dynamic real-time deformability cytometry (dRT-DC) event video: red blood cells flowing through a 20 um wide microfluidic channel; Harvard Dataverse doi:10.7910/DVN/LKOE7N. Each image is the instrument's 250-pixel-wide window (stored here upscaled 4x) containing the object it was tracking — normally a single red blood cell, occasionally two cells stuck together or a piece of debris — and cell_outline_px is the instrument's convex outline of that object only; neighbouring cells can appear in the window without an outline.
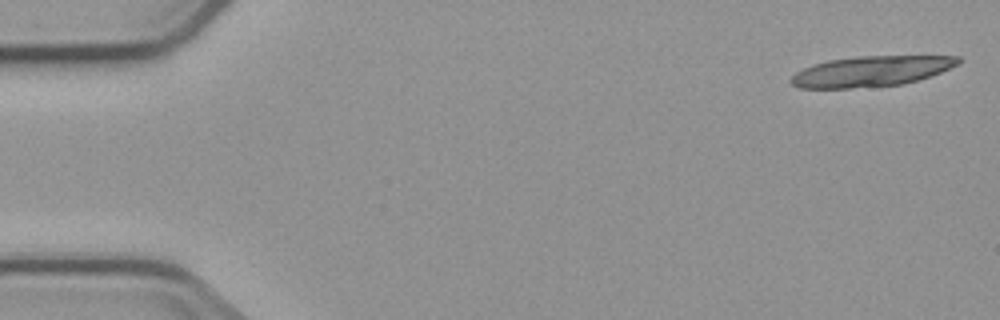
{"species": "common noctule bat (a hibernating species)", "species_latin": "Nyctalus noctula", "temperature_condition": "cold", "stored_images_in_passage": 4, "camera_frame_rate_fps": 3000, "um_per_image_px": 0.085, "animal": {"sex": "male", "body_mass_g": 23.1, "forearm_length_mm": 52.7}, "frame": {"image": 1, "passage_image": 1, "time_ms": 0.0, "image_size_px": [1000, 320], "cell_outline_px": [[960, 64], [940, 72], [904, 84], [848, 88], [800, 88], [792, 84], [788, 80], [796, 72], [812, 64], [828, 60], [860, 56], [960, 56]], "centroid_in_image_um": [74.02, 6.05], "position_along_channel_um": 11.0, "area_um2": 29.48}}